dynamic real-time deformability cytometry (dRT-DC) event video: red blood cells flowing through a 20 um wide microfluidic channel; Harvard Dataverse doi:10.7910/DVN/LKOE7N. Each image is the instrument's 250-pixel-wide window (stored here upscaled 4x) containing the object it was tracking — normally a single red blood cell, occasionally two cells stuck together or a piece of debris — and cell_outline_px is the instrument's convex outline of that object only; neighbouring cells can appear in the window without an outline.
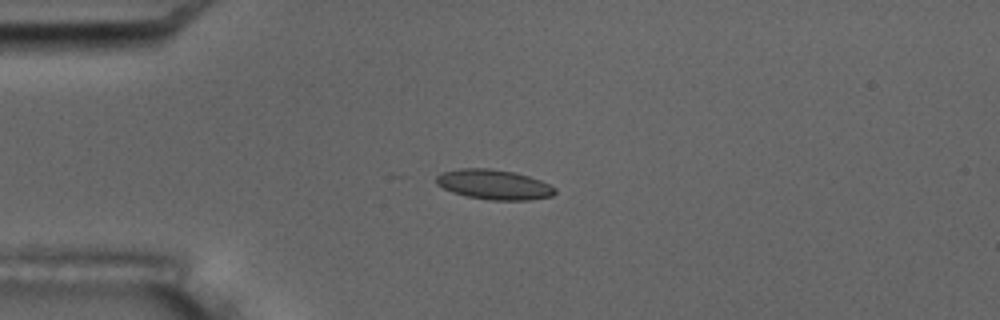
{"species": "common noctule bat (a hibernating species)", "species_latin": "Nyctalus noctula", "temperature_condition": "room temperature", "stored_images_in_passage": 5, "camera_frame_rate_fps": 3000, "um_per_image_px": 0.085, "animal": {"sex": "male", "body_mass_g": 17.5, "forearm_length_mm": 52.3}, "frame": {"image": 1, "passage_image": 4, "time_ms": 3.667, "image_size_px": [1000, 320], "cell_outline_px": [[556, 192], [552, 196], [528, 200], [488, 200], [468, 196], [452, 192], [436, 184], [436, 176], [444, 172], [460, 168], [488, 168], [512, 172], [528, 176], [540, 180], [556, 188]], "centroid_in_image_um": [41.99, 15.69], "position_along_channel_um": 43.0, "area_um2": 20.52}}